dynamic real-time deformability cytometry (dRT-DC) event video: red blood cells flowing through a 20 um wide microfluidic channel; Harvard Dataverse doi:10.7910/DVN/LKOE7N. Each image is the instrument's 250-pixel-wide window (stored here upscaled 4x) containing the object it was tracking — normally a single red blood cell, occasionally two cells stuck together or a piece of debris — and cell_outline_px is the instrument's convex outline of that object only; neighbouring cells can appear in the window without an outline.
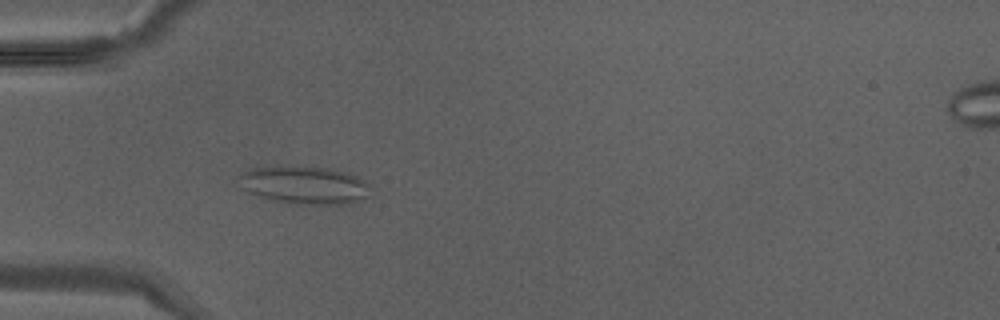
{"species": "Egyptian fruit bat (a non-hibernating species)", "species_latin": "Rousettus aegyptiacus", "temperature_condition": "warm", "stored_images_in_passage": 40, "camera_frame_rate_fps": 3000, "um_per_image_px": 0.085, "animal": {"sex": "male"}, "frame": {"image": 1, "passage_image": 13, "time_ms": 4.0, "image_size_px": [1000, 320], "cell_outline_px": [[372, 196], [348, 204], [292, 204], [272, 200], [248, 192], [244, 188], [240, 176], [248, 168], [332, 168], [348, 172], [364, 180], [368, 184]], "centroid_in_image_um": [25.99, 15.77], "position_along_channel_um": 59.0, "area_um2": 28.5}}
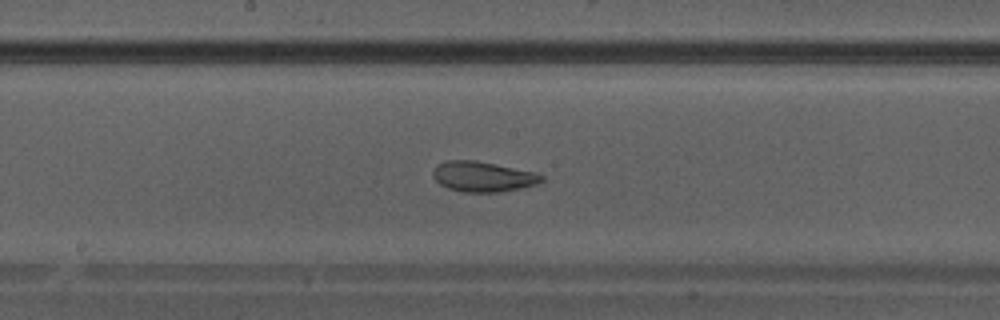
{"frame": {"image": 2, "passage_image": 22, "time_ms": 7.0, "image_size_px": [1000, 320], "cell_outline_px": [[544, 180], [536, 184], [520, 188], [500, 192], [464, 192], [448, 188], [440, 184], [432, 176], [432, 168], [436, 164], [448, 160], [476, 160], [540, 172], [544, 176]], "centroid_in_image_um": [41.07, 14.99], "position_along_channel_um": 207.1, "area_um2": 19.54}}
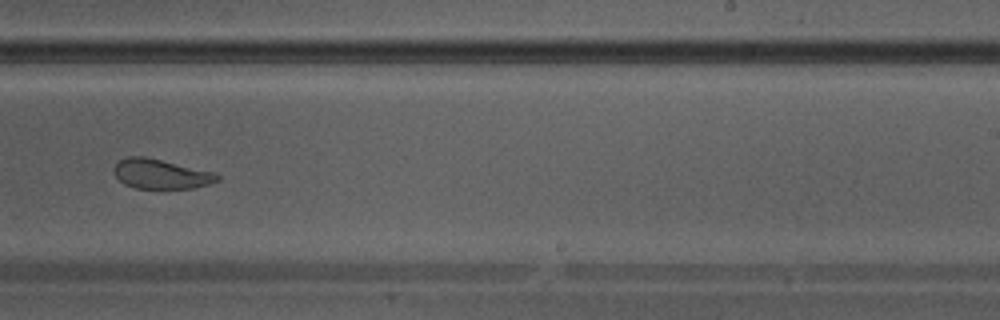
{"frame": {"image": 3, "passage_image": 26, "time_ms": 8.333, "image_size_px": [1000, 320], "cell_outline_px": [[220, 180], [208, 184], [192, 188], [136, 188], [124, 184], [112, 172], [112, 168], [120, 160], [128, 156], [144, 156], [216, 172], [220, 176]], "centroid_in_image_um": [13.68, 14.78], "position_along_channel_um": 275.3, "area_um2": 17.92}}